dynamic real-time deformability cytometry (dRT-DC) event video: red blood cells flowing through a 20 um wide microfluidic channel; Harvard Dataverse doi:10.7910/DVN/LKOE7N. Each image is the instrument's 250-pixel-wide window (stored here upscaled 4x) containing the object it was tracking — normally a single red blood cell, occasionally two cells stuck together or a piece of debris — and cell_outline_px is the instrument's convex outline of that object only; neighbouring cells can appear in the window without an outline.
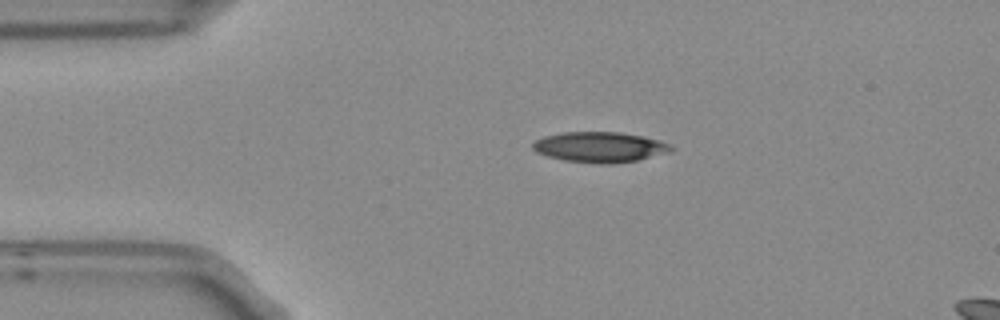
{"species": "Egyptian fruit bat (a non-hibernating species)", "species_latin": "Rousettus aegyptiacus", "temperature_condition": "room temperature", "stored_images_in_passage": 3, "segment_of_instrument_passage": [1, 2], "camera_frame_rate_fps": 3000, "um_per_image_px": 0.085, "frame": {"image": 1, "passage_image": 1, "time_ms": 0.0, "image_size_px": [1000, 320], "cell_outline_px": [[676, 148], [672, 152], [636, 160], [612, 164], [600, 164], [564, 160], [548, 156], [536, 152], [532, 148], [532, 144], [536, 140], [544, 136], [564, 132], [620, 132], [644, 136], [660, 140]], "centroid_in_image_um": [51.02, 12.5], "position_along_channel_um": 34.0, "area_um2": 24.62}}